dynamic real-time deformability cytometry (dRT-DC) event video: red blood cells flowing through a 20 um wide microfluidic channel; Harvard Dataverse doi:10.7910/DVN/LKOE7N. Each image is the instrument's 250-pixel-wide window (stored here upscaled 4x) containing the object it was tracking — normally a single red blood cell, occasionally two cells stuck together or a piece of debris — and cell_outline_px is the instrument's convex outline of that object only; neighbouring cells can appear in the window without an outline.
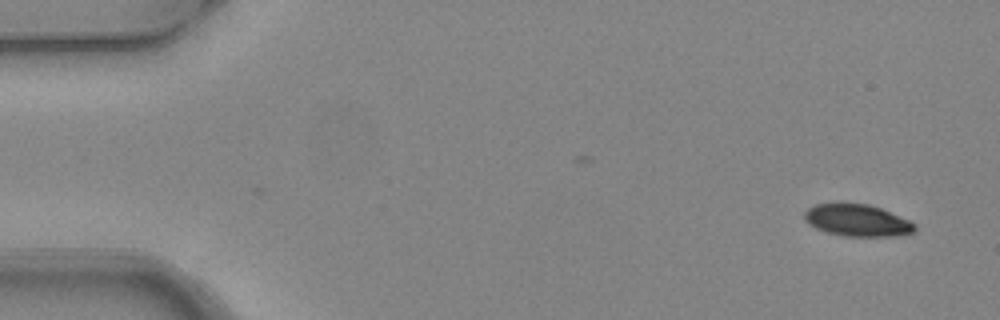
{"species": "common noctule bat (a hibernating species)", "species_latin": "Nyctalus noctula", "temperature_condition": "warm", "stored_images_in_passage": 2, "camera_frame_rate_fps": 3000, "um_per_image_px": 0.085, "animal": {"sex": "female", "body_mass_g": 24.6, "forearm_length_mm": 56.2}, "frame": {"image": 1, "passage_image": 2, "time_ms": 0.333, "image_size_px": [1000, 320], "cell_outline_px": [[916, 228], [912, 232], [896, 236], [844, 236], [828, 232], [816, 228], [808, 224], [804, 220], [804, 212], [808, 208], [816, 204], [868, 204], [880, 208], [908, 220], [916, 224]], "centroid_in_image_um": [72.85, 18.74], "position_along_channel_um": 12.2, "area_um2": 20.23}}